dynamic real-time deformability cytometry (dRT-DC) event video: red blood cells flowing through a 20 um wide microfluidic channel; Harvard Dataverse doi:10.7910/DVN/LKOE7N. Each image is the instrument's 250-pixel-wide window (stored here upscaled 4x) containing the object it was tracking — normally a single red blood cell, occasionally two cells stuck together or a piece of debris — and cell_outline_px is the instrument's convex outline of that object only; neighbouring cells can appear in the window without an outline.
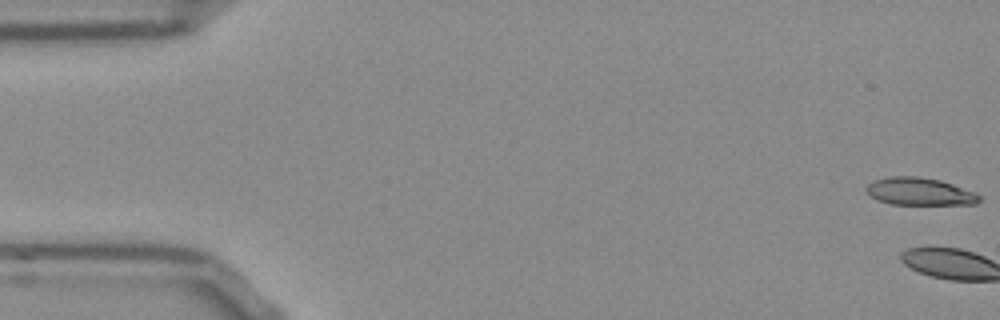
{"species": "Egyptian fruit bat (a non-hibernating species)", "species_latin": "Rousettus aegyptiacus", "temperature_condition": "room temperature", "stored_images_in_passage": 3, "camera_frame_rate_fps": 3000, "um_per_image_px": 0.085, "frame": {"image": 1, "passage_image": 1, "time_ms": 0.0, "image_size_px": [1000, 320], "cell_outline_px": [[980, 200], [976, 204], [892, 204], [876, 200], [868, 196], [864, 188], [872, 180], [892, 176], [920, 176], [940, 180], [952, 184], [972, 192], [980, 196]], "centroid_in_image_um": [78.08, 16.27], "position_along_channel_um": 6.9, "area_um2": 18.15}}